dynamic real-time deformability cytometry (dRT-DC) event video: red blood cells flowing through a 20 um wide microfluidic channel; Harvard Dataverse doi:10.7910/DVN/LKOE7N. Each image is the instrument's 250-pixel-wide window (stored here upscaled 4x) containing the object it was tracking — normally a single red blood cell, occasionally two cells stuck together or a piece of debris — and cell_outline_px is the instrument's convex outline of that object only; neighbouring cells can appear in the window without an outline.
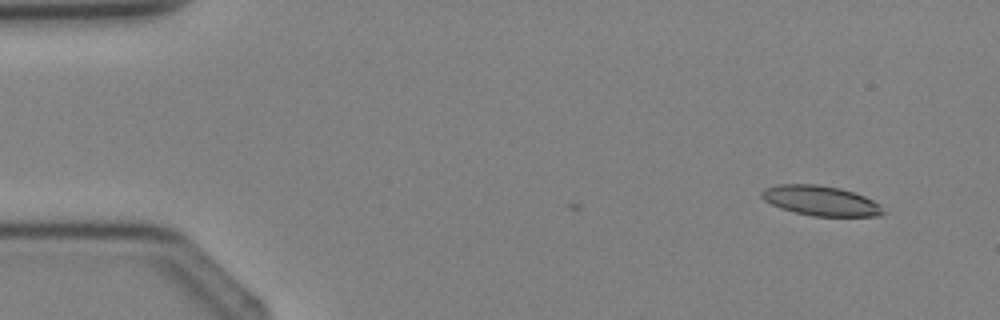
{"species": "Egyptian fruit bat (a non-hibernating species)", "species_latin": "Rousettus aegyptiacus", "temperature_condition": "cold", "stored_images_in_passage": 3, "camera_frame_rate_fps": 3000, "um_per_image_px": 0.085, "animal": {"sex": "female"}, "frame": {"image": 1, "passage_image": 1, "time_ms": 0.0, "image_size_px": [1000, 320], "cell_outline_px": [[884, 212], [880, 216], [812, 216], [780, 208], [764, 200], [760, 196], [760, 192], [764, 188], [776, 184], [816, 184], [840, 188], [864, 196], [880, 204]], "centroid_in_image_um": [69.72, 17.05], "position_along_channel_um": 15.3, "area_um2": 21.15}}
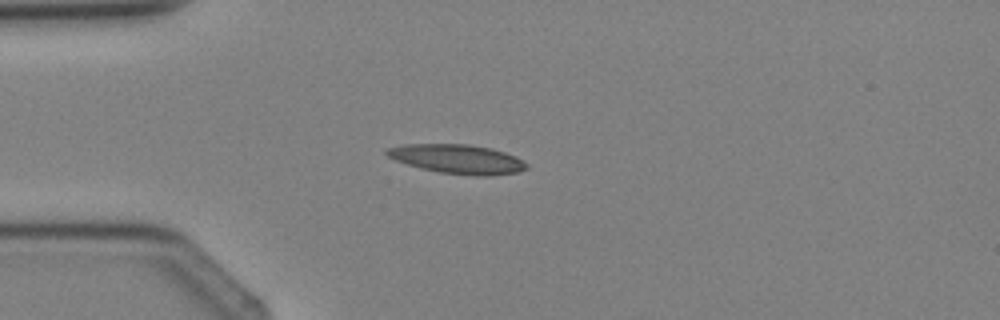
{"frame": {"image": 2, "passage_image": 3, "time_ms": 2.333, "image_size_px": [1000, 320], "cell_outline_px": [[528, 168], [516, 172], [488, 176], [476, 176], [440, 172], [420, 168], [396, 160], [388, 156], [384, 152], [384, 148], [404, 144], [468, 144], [492, 148], [516, 156], [528, 164]], "centroid_in_image_um": [38.87, 13.51], "position_along_channel_um": 46.1, "area_um2": 23.81}}